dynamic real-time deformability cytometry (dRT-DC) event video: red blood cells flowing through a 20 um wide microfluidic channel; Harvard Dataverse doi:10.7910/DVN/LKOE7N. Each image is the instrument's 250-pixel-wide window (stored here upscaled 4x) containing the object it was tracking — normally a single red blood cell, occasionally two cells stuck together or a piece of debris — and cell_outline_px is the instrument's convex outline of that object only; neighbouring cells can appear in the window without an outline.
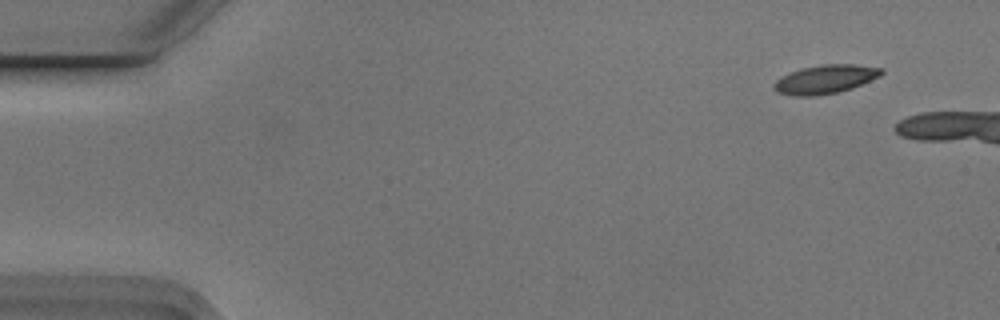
{"species": "Egyptian fruit bat (a non-hibernating species)", "species_latin": "Rousettus aegyptiacus", "temperature_condition": "cold", "stored_images_in_passage": 7, "camera_frame_rate_fps": 3000, "um_per_image_px": 0.085, "animal": {"sex": "male"}, "frame": {"image": 1, "passage_image": 2, "time_ms": 0.333, "image_size_px": [1000, 320], "cell_outline_px": [[884, 72], [880, 76], [852, 88], [836, 92], [812, 96], [792, 96], [776, 92], [772, 88], [772, 84], [780, 76], [788, 72], [800, 68], [824, 64], [856, 64], [884, 68]], "centroid_in_image_um": [70.1, 6.73], "position_along_channel_um": 14.9, "area_um2": 18.21}}